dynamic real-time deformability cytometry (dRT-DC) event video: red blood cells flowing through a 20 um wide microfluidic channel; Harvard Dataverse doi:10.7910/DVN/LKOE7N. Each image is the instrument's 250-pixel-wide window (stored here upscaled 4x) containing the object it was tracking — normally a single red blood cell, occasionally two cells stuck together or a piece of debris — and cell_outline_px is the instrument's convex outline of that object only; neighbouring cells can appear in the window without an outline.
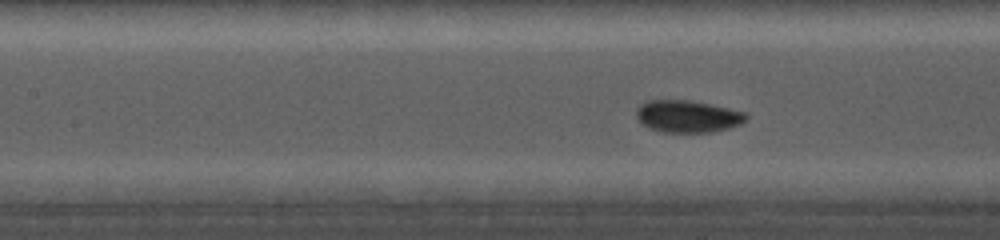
{"species": "common noctule bat (a hibernating species)", "species_latin": "Nyctalus noctula", "temperature_condition": "cold", "stored_images_in_passage": 64, "camera_frame_rate_fps": 5000, "um_per_image_px": 0.085, "animal": {"sex": "female", "body_mass_g": 19.0, "forearm_length_mm": 56.7}, "frame": {"image": 1, "passage_image": 34, "time_ms": 7.8, "image_size_px": [1000, 240], "cell_outline_px": [[748, 116], [740, 124], [728, 128], [708, 132], [664, 132], [648, 128], [636, 116], [636, 108], [640, 104], [648, 100], [688, 100], [712, 104], [744, 112]], "centroid_in_image_um": [58.42, 9.88], "position_along_channel_um": 149.0, "area_um2": 20.4}}
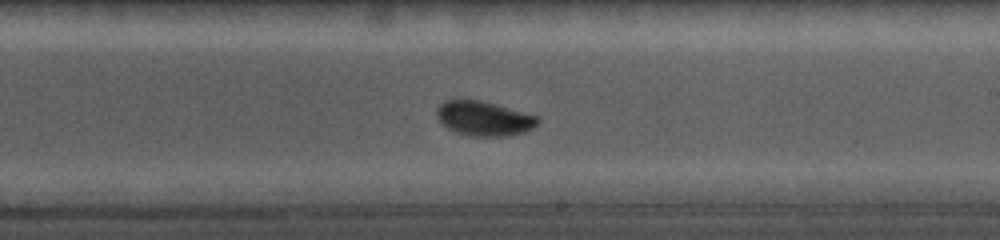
{"frame": {"image": 2, "passage_image": 48, "time_ms": 10.4, "image_size_px": [1000, 240], "cell_outline_px": [[540, 120], [532, 128], [524, 132], [504, 136], [472, 136], [456, 132], [448, 128], [436, 116], [436, 108], [444, 100], [480, 100], [540, 116]], "centroid_in_image_um": [41.14, 10.06], "position_along_channel_um": 247.9, "area_um2": 20.23}}
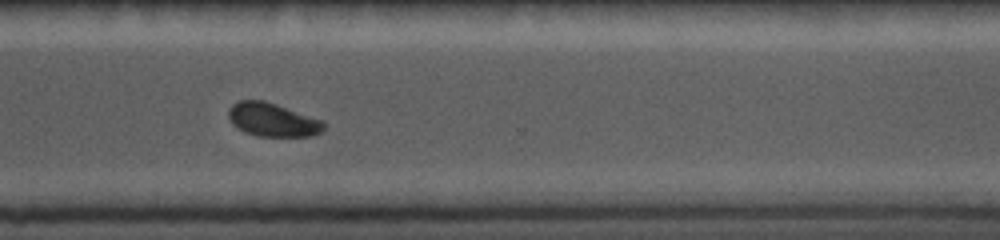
{"frame": {"image": 3, "passage_image": 61, "time_ms": 13.0, "image_size_px": [1000, 240], "cell_outline_px": [[328, 124], [320, 132], [312, 136], [260, 136], [244, 132], [236, 128], [232, 124], [228, 116], [228, 108], [232, 104], [240, 100], [264, 100], [324, 120]], "centroid_in_image_um": [23.17, 10.18], "position_along_channel_um": 347.4, "area_um2": 18.84}}